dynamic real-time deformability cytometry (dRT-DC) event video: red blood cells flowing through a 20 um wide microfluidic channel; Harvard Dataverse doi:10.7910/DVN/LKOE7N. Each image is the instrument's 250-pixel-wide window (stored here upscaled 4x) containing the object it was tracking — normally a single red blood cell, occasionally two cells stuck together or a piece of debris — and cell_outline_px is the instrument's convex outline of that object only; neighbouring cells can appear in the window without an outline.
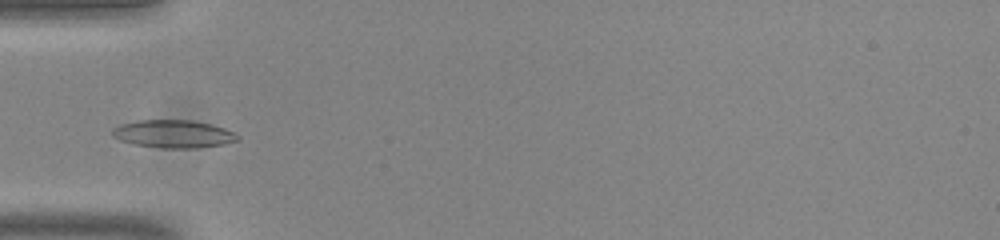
{"species": "common noctule bat (a hibernating species)", "species_latin": "Nyctalus noctula", "temperature_condition": "room temperature", "stored_images_in_passage": 37, "camera_frame_rate_fps": 3000, "um_per_image_px": 0.085, "animal": {"sex": "male", "body_mass_g": 20.0, "forearm_length_mm": 53.3}, "frame": {"image": 1, "passage_image": 1, "time_ms": 0.0, "image_size_px": [1000, 240], "cell_outline_px": [[240, 140], [224, 144], [196, 148], [160, 148], [132, 144], [120, 140], [112, 136], [112, 128], [120, 124], [136, 120], [192, 120], [212, 124], [224, 128], [240, 136]], "centroid_in_image_um": [14.72, 11.38], "position_along_channel_um": 70.3, "area_um2": 20.52}}
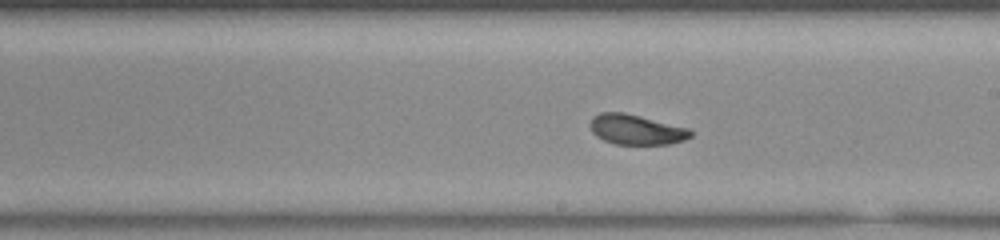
{"frame": {"image": 2, "passage_image": 14, "time_ms": 4.333, "image_size_px": [1000, 240], "cell_outline_px": [[692, 136], [684, 140], [668, 144], [616, 144], [604, 140], [596, 136], [592, 132], [588, 124], [592, 116], [600, 112], [624, 112], [688, 128], [692, 132]], "centroid_in_image_um": [54.03, 11.0], "position_along_channel_um": 235.0, "area_um2": 17.63}}
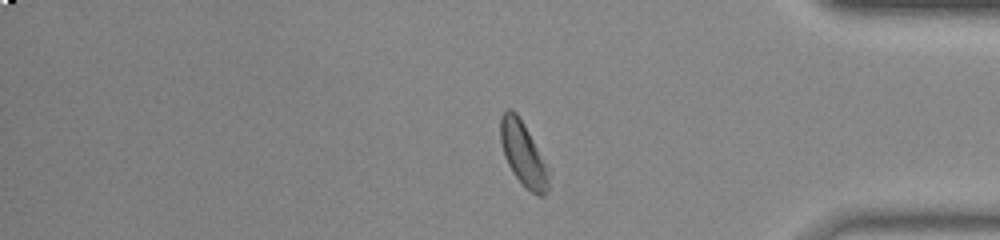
{"frame": {"image": 3, "passage_image": 28, "time_ms": 9.0, "image_size_px": [1000, 240], "cell_outline_px": [[548, 192], [544, 196], [540, 196], [532, 192], [512, 172], [504, 156], [500, 140], [500, 116], [508, 108], [512, 108], [516, 112], [524, 124], [544, 164], [548, 180]], "centroid_in_image_um": [44.4, 13.04], "position_along_channel_um": 390.8, "area_um2": 17.17}, "authors_computed_cell_mechanics": {"area_um2": 17.8602, "velocity_mm_per_s": 3.7958, "shape_relaxation_time_tau1_ms": 2.4558, "shape_relaxation_time_tau2_ms": 1.6455, "deformation_change_tau1": 0.1074, "deformation_change_tau2": 0.071}}